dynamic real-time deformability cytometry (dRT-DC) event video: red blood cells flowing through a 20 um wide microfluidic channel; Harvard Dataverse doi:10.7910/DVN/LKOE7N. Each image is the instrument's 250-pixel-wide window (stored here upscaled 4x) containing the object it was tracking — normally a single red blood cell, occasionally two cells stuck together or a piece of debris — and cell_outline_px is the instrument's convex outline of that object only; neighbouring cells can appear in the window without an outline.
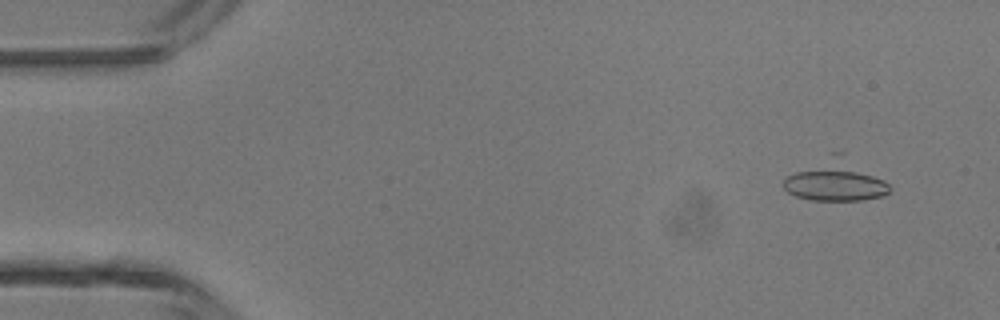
{"species": "common noctule bat (a hibernating species)", "species_latin": "Nyctalus noctula", "temperature_condition": "room temperature", "stored_images_in_passage": 46, "camera_frame_rate_fps": 3000, "um_per_image_px": 0.085, "animal": {"sex": "male", "body_mass_g": 13.3}, "frame": {"image": 1, "passage_image": 4, "time_ms": 1.0, "image_size_px": [1000, 320], "cell_outline_px": [[892, 188], [884, 196], [864, 200], [812, 200], [796, 196], [788, 192], [784, 188], [784, 180], [788, 176], [828, 152], [844, 152], [884, 180]], "centroid_in_image_um": [71.05, 15.3], "position_along_channel_um": 13.9, "area_um2": 25.72}}
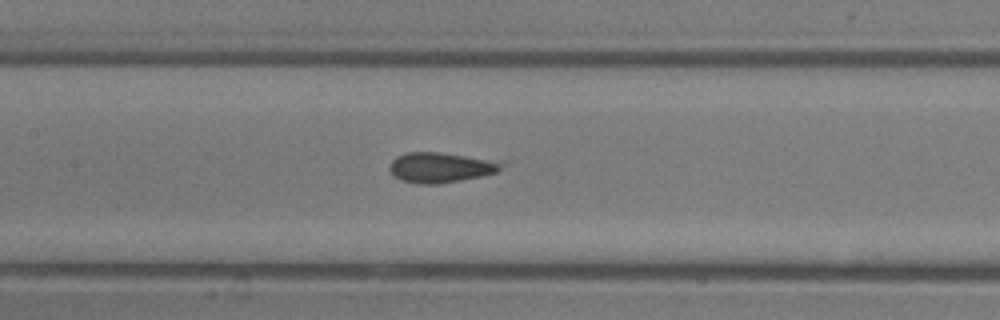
{"frame": {"image": 2, "passage_image": 22, "time_ms": 7.0, "image_size_px": [1000, 320], "cell_outline_px": [[508, 160], [496, 172], [480, 176], [460, 180], [436, 184], [416, 184], [400, 180], [392, 176], [388, 168], [392, 160], [396, 156], [404, 152], [440, 152]], "centroid_in_image_um": [37.48, 14.21], "position_along_channel_um": 169.9, "area_um2": 20.29}}
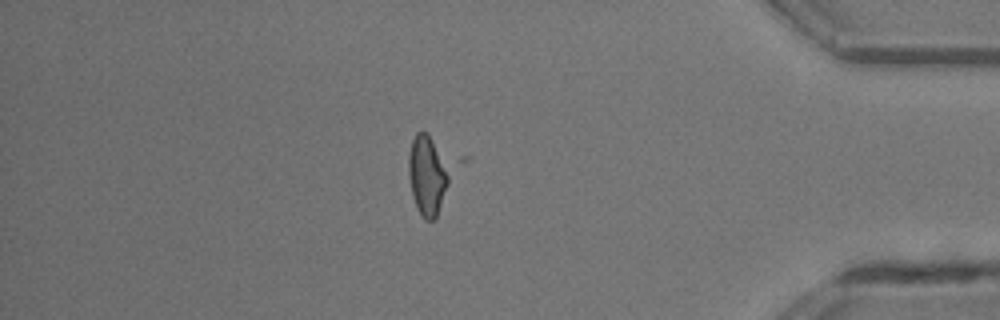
{"frame": {"image": 3, "passage_image": 40, "time_ms": 13.0, "image_size_px": [1000, 320], "cell_outline_px": [[448, 184], [436, 220], [424, 220], [416, 208], [412, 196], [408, 176], [408, 156], [412, 140], [416, 132], [428, 132], [432, 140], [448, 176]], "centroid_in_image_um": [36.25, 14.98], "position_along_channel_um": 399.0, "area_um2": 18.32}}